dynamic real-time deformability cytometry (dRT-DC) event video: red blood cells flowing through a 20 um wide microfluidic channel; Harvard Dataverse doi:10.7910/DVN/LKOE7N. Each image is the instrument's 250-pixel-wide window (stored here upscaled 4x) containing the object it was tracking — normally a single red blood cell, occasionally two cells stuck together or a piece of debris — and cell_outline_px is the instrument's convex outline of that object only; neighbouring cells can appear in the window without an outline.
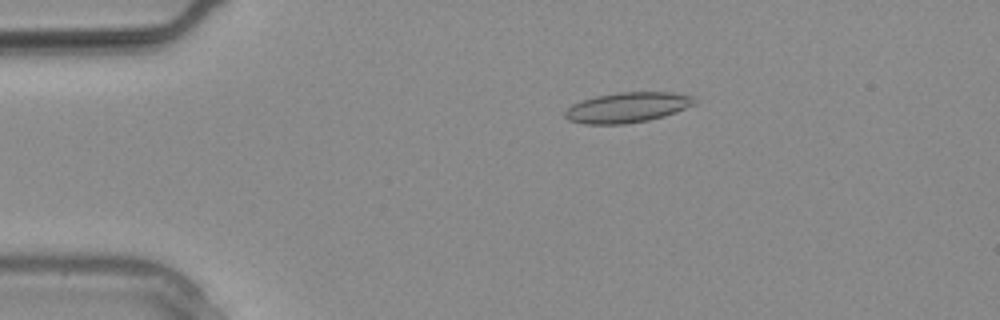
{"species": "common noctule bat (a hibernating species)", "species_latin": "Nyctalus noctula", "temperature_condition": "warm", "stored_images_in_passage": 8, "camera_frame_rate_fps": 3000, "um_per_image_px": 0.085, "animal": {"sex": "male", "body_mass_g": 20.4}, "frame": {"image": 1, "passage_image": 5, "time_ms": 1.333, "image_size_px": [1000, 320], "cell_outline_px": [[696, 104], [676, 112], [664, 116], [648, 120], [624, 124], [584, 124], [568, 120], [564, 116], [564, 112], [572, 104], [596, 96], [620, 92], [672, 92], [692, 96], [696, 100]], "centroid_in_image_um": [53.33, 9.13], "position_along_channel_um": 31.7, "area_um2": 22.77}}